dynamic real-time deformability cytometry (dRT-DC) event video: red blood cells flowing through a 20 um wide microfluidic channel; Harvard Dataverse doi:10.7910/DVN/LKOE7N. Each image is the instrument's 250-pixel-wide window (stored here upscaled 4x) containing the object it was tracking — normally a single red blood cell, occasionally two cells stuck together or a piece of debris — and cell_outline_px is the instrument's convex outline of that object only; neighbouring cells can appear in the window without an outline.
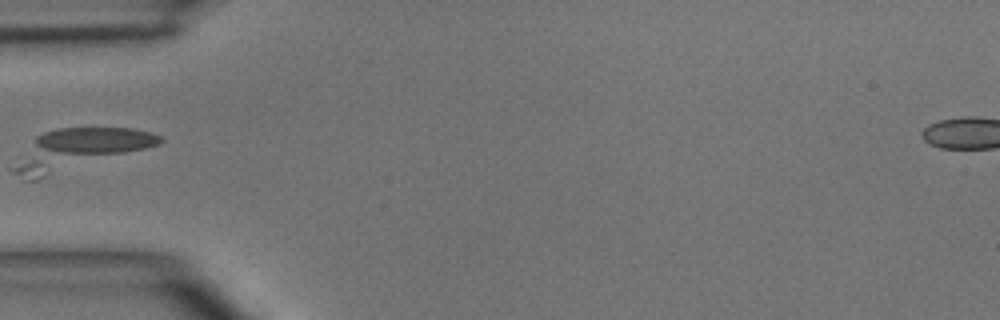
{"species": "common noctule bat (a hibernating species)", "species_latin": "Nyctalus noctula", "temperature_condition": "room temperature", "stored_images_in_passage": 5, "camera_frame_rate_fps": 3000, "um_per_image_px": 0.085, "animal": {"sex": "male", "body_mass_g": 15.6}, "frame": {"image": 1, "passage_image": 5, "time_ms": 4.667, "image_size_px": [1000, 320], "cell_outline_px": [[164, 140], [160, 144], [144, 148], [124, 152], [44, 152], [36, 144], [36, 136], [44, 132], [60, 128], [132, 128], [152, 132], [160, 136]], "centroid_in_image_um": [8.19, 11.9], "position_along_channel_um": 76.8, "area_um2": 19.19}}